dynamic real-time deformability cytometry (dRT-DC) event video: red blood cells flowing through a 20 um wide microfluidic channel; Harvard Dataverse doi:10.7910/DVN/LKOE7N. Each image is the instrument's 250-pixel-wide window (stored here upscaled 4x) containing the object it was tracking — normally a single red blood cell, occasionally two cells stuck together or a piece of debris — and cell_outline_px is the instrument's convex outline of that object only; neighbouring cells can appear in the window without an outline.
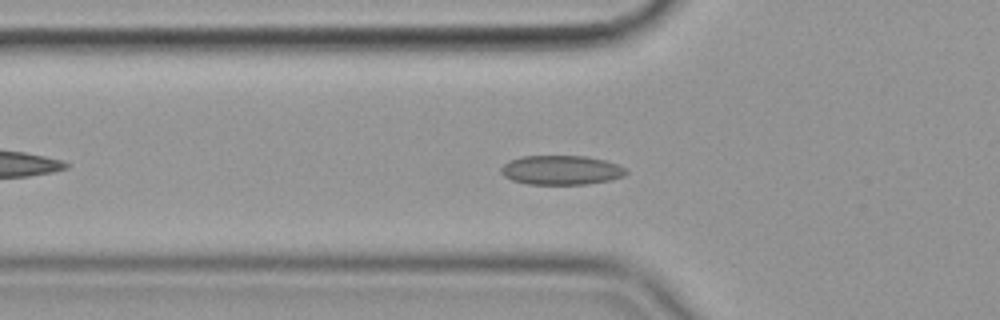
{"species": "common noctule bat (a hibernating species)", "species_latin": "Nyctalus noctula", "temperature_condition": "cold", "stored_images_in_passage": 57, "camera_frame_rate_fps": 3000, "um_per_image_px": 0.085, "animal": {"sex": "female", "body_mass_g": 19.9}, "frame": {"image": 1, "passage_image": 19, "time_ms": 6.0, "image_size_px": [1000, 320], "cell_outline_px": [[628, 172], [624, 176], [612, 180], [584, 184], [528, 184], [512, 180], [504, 176], [500, 172], [500, 168], [508, 160], [520, 156], [584, 156], [604, 160], [616, 164], [624, 168]], "centroid_in_image_um": [47.67, 14.46], "position_along_channel_um": 78.1, "area_um2": 21.39}}
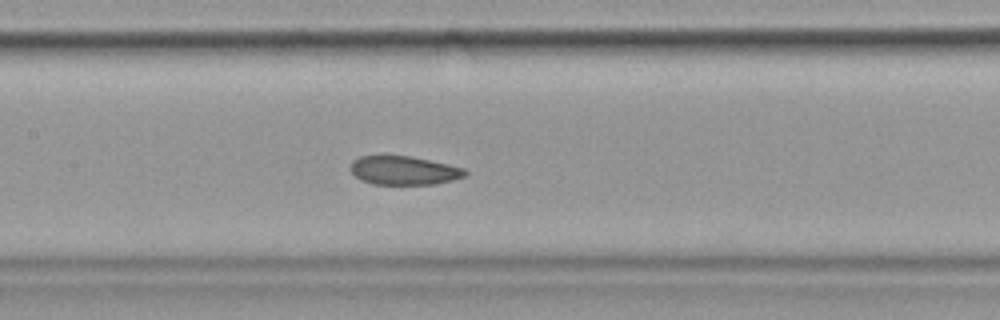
{"frame": {"image": 2, "passage_image": 27, "time_ms": 8.667, "image_size_px": [1000, 320], "cell_outline_px": [[468, 172], [464, 176], [452, 180], [436, 184], [372, 184], [360, 180], [348, 168], [352, 160], [360, 156], [408, 156], [448, 164], [464, 168]], "centroid_in_image_um": [34.29, 14.49], "position_along_channel_um": 173.1, "area_um2": 19.13}}
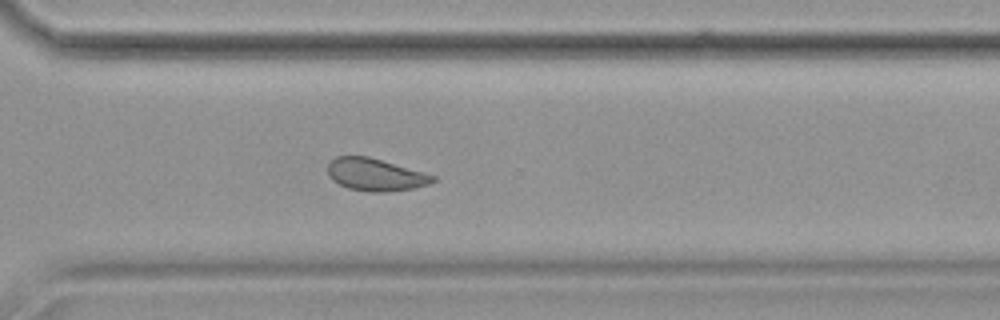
{"frame": {"image": 3, "passage_image": 41, "time_ms": 13.333, "image_size_px": [1000, 320], "cell_outline_px": [[436, 180], [428, 184], [412, 188], [384, 192], [372, 192], [348, 188], [332, 180], [328, 176], [328, 164], [336, 156], [368, 156], [424, 172], [436, 176]], "centroid_in_image_um": [31.9, 14.84], "position_along_channel_um": 338.7, "area_um2": 19.71}}